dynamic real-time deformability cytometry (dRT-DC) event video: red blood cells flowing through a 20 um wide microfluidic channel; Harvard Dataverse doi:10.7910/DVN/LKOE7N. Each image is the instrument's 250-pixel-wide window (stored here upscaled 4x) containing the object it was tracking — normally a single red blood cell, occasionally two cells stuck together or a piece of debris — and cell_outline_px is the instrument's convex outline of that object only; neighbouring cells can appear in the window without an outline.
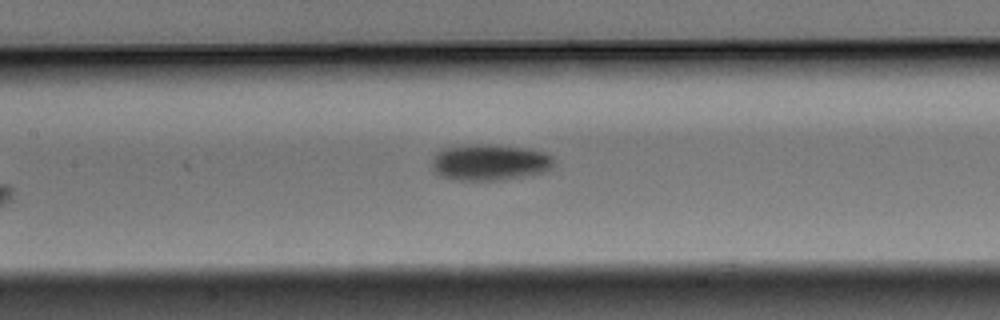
{"species": "Egyptian fruit bat (a non-hibernating species)", "species_latin": "Rousettus aegyptiacus", "temperature_condition": "warm", "stored_images_in_passage": 8, "camera_frame_rate_fps": 3000, "um_per_image_px": 0.085, "animal": {"sex": "male"}, "frame": {"image": 1, "passage_image": 8, "time_ms": 2.333, "image_size_px": [1000, 320], "cell_outline_px": [[552, 168], [544, 172], [500, 180], [452, 180], [440, 176], [432, 168], [432, 156], [440, 148], [468, 144], [484, 144], [528, 148], [548, 152], [552, 156]], "centroid_in_image_um": [41.58, 13.78], "position_along_channel_um": 165.8, "area_um2": 26.07}}